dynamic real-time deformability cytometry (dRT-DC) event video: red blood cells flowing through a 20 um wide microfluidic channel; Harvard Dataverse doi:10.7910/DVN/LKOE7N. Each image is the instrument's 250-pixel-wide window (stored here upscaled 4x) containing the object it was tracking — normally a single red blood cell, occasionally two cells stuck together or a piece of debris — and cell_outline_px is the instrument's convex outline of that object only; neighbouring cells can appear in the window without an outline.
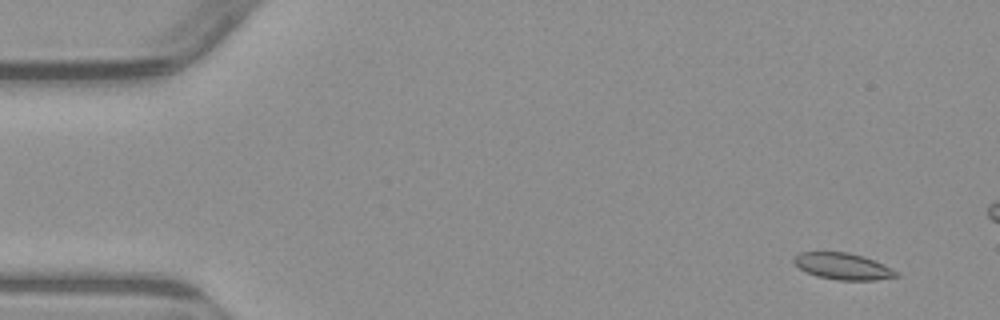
{"species": "common noctule bat (a hibernating species)", "species_latin": "Nyctalus noctula", "temperature_condition": "warm", "stored_images_in_passage": 5, "camera_frame_rate_fps": 3000, "um_per_image_px": 0.085, "animal": {"sex": "male", "body_mass_g": 23.1, "forearm_length_mm": 52.7}, "frame": {"image": 1, "passage_image": 1, "time_ms": 0.0, "image_size_px": [1000, 320], "cell_outline_px": [[900, 276], [876, 280], [836, 280], [816, 276], [800, 268], [792, 260], [800, 252], [848, 252], [864, 256], [892, 268], [900, 272]], "centroid_in_image_um": [71.7, 22.64], "position_along_channel_um": 13.3, "area_um2": 15.84}}